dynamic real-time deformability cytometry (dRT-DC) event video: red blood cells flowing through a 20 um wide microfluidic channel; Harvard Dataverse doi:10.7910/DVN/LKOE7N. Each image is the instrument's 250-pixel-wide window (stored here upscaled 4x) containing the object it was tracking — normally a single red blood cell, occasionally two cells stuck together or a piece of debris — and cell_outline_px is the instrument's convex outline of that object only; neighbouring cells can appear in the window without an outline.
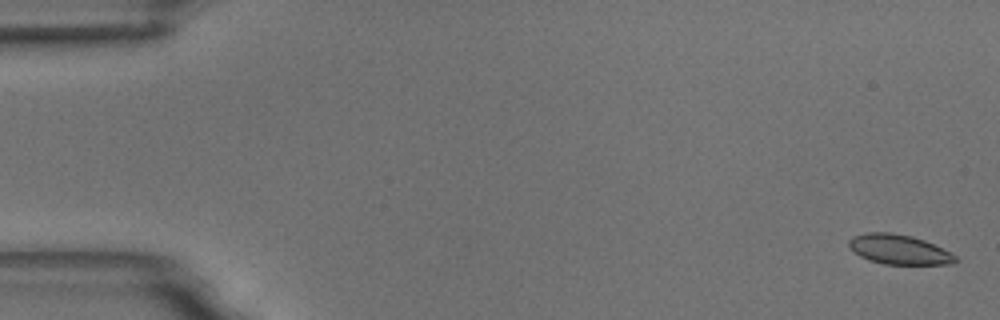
{"species": "common noctule bat (a hibernating species)", "species_latin": "Nyctalus noctula", "temperature_condition": "room temperature", "stored_images_in_passage": 57, "camera_frame_rate_fps": 3000, "um_per_image_px": 0.085, "animal": {"sex": "male", "body_mass_g": 18.8}, "frame": {"image": 1, "passage_image": 2, "time_ms": 0.333, "image_size_px": [1000, 320], "cell_outline_px": [[960, 260], [952, 264], [884, 264], [868, 260], [860, 256], [848, 248], [848, 240], [852, 236], [868, 232], [892, 232], [912, 236], [924, 240], [956, 256]], "centroid_in_image_um": [76.36, 21.2], "position_along_channel_um": 8.6, "area_um2": 18.5}}
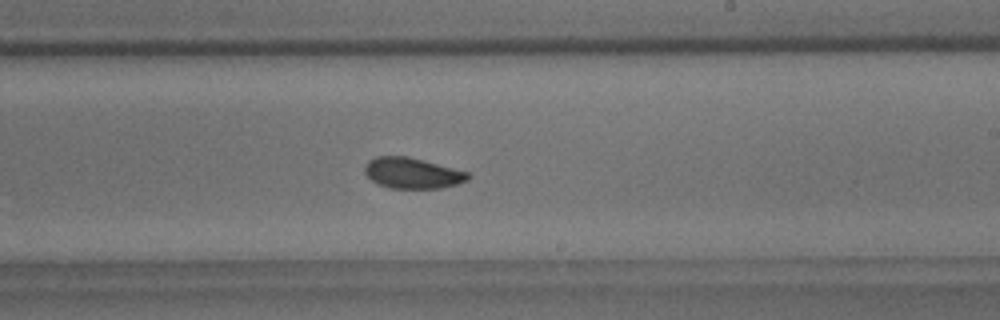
{"frame": {"image": 2, "passage_image": 34, "time_ms": 11.0, "image_size_px": [1000, 320], "cell_outline_px": [[472, 176], [468, 180], [456, 184], [440, 188], [388, 188], [372, 180], [364, 172], [364, 164], [368, 160], [376, 156], [408, 156], [424, 160], [468, 172]], "centroid_in_image_um": [35.04, 14.7], "position_along_channel_um": 254.0, "area_um2": 18.55}}
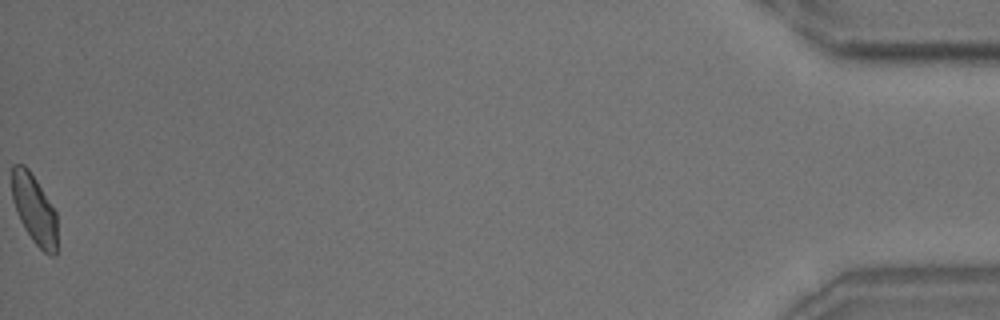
{"frame": {"image": 3, "passage_image": 57, "time_ms": 18.667, "image_size_px": [1000, 320], "cell_outline_px": [[56, 256], [52, 256], [44, 252], [32, 240], [24, 228], [16, 212], [12, 200], [12, 164], [24, 164], [28, 168], [36, 180], [56, 212]], "centroid_in_image_um": [2.89, 17.79], "position_along_channel_um": 432.3, "area_um2": 18.21}, "authors_computed_cell_mechanics": {"area_um2": 18.9006, "velocity_mm_per_s": 3.6267, "shape_relaxation_time_tau1_ms": 2.9198, "shape_relaxation_time_tau2_ms": 2.1521, "deformation_change_tau1": 0.0823, "deformation_change_tau2": 0.0523}}